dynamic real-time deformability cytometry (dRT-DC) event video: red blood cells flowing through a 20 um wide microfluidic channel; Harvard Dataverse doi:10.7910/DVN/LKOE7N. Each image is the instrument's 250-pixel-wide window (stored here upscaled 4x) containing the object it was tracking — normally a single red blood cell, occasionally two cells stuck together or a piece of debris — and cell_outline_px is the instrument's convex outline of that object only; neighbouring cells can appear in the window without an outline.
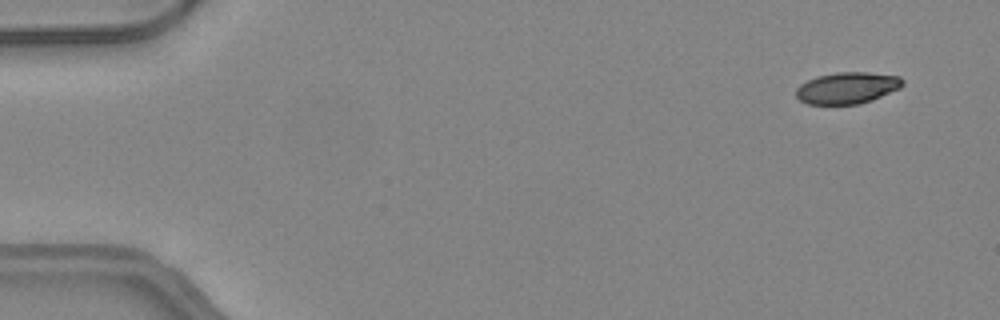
{"species": "common noctule bat (a hibernating species)", "species_latin": "Nyctalus noctula", "temperature_condition": "warm", "stored_images_in_passage": 49, "camera_frame_rate_fps": 3000, "um_per_image_px": 0.085, "animal": {"sex": "female", "body_mass_g": 24.6, "forearm_length_mm": 56.2}, "frame": {"image": 1, "passage_image": 4, "time_ms": 1.0, "image_size_px": [1000, 320], "cell_outline_px": [[904, 84], [900, 88], [872, 100], [860, 104], [808, 104], [800, 100], [796, 96], [796, 88], [800, 84], [816, 76], [836, 72], [868, 72], [900, 76], [904, 80]], "centroid_in_image_um": [72.02, 7.47], "position_along_channel_um": 13.0, "area_um2": 19.71}}
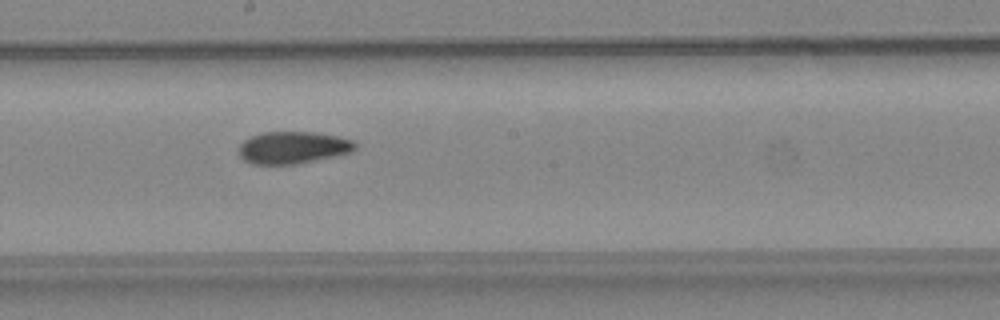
{"frame": {"image": 2, "passage_image": 28, "time_ms": 9.0, "image_size_px": [1000, 320], "cell_outline_px": [[356, 148], [352, 152], [296, 164], [252, 164], [244, 160], [240, 156], [240, 144], [244, 140], [260, 132], [312, 132], [336, 136], [352, 140], [356, 144]], "centroid_in_image_um": [24.88, 12.54], "position_along_channel_um": 223.3, "area_um2": 21.62}}
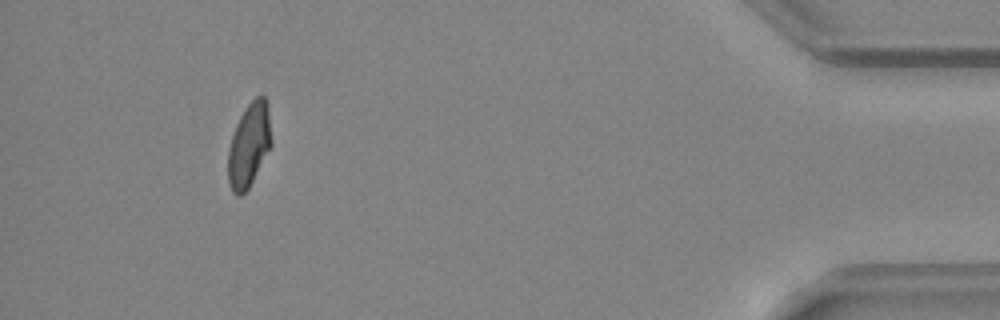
{"frame": {"image": 3, "passage_image": 46, "time_ms": 15.0, "image_size_px": [1000, 320], "cell_outline_px": [[272, 144], [248, 188], [240, 196], [236, 196], [232, 192], [228, 180], [228, 148], [236, 124], [244, 108], [256, 96], [264, 96], [268, 104], [272, 140]], "centroid_in_image_um": [21.17, 12.31], "position_along_channel_um": 414.0, "area_um2": 21.15}, "authors_computed_cell_mechanics": {"area_um2": 21.6172, "velocity_mm_per_s": 4.2612, "shape_relaxation_time_tau1_ms": 8.3909, "shape_relaxation_time_tau2_ms": 4.0774, "deformation_change_tau1": 0.2034, "deformation_change_tau2": 0.096}}